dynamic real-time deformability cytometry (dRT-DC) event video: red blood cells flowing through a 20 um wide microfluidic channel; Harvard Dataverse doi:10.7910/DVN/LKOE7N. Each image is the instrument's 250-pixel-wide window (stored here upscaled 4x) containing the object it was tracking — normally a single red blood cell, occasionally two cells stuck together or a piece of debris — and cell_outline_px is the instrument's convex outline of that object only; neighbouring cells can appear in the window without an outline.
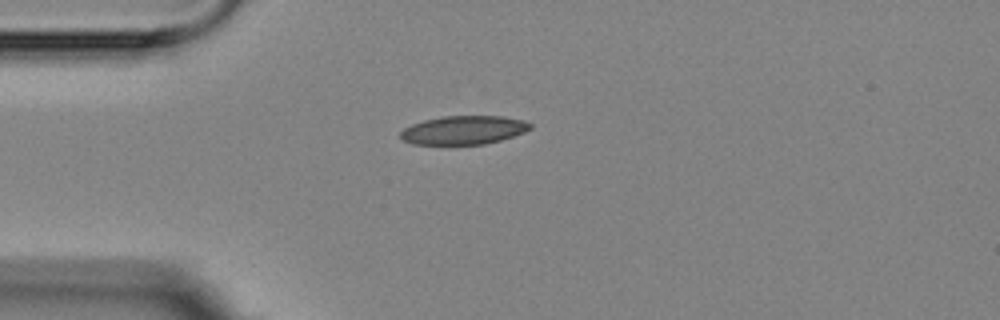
{"species": "Egyptian fruit bat (a non-hibernating species)", "species_latin": "Rousettus aegyptiacus", "temperature_condition": "room temperature", "stored_images_in_passage": 2, "camera_frame_rate_fps": 3000, "um_per_image_px": 0.085, "animal": {"sex": "female"}, "frame": {"image": 1, "passage_image": 1, "time_ms": 0.0, "image_size_px": [1000, 320], "cell_outline_px": [[532, 128], [524, 132], [500, 140], [484, 144], [412, 144], [404, 140], [400, 136], [400, 132], [404, 128], [412, 124], [424, 120], [444, 116], [504, 116], [524, 120], [532, 124]], "centroid_in_image_um": [39.43, 11.05], "position_along_channel_um": 45.6, "area_um2": 21.56}}